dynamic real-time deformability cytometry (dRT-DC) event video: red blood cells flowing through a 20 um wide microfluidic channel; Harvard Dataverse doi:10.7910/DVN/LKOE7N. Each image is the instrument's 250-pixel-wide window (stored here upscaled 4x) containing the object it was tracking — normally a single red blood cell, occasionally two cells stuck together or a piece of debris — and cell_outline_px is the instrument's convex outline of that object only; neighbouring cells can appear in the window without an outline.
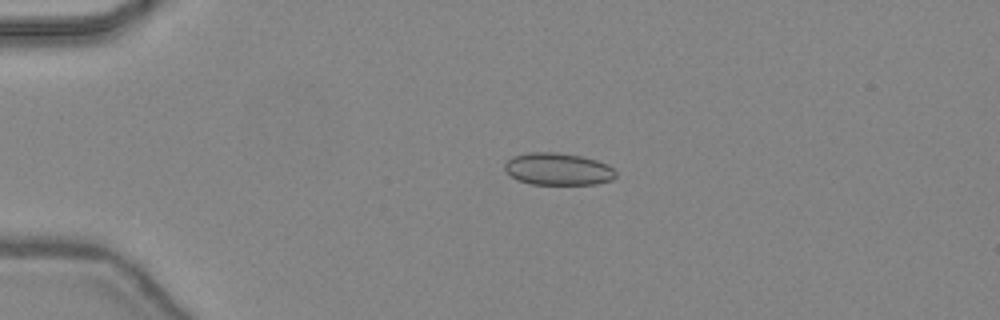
{"species": "common noctule bat (a hibernating species)", "species_latin": "Nyctalus noctula", "temperature_condition": "warm", "stored_images_in_passage": 42, "camera_frame_rate_fps": 3000, "um_per_image_px": 0.085, "animal": {"sex": "female", "body_mass_g": 24.6, "forearm_length_mm": 56.2}, "frame": {"image": 1, "passage_image": 7, "time_ms": 2.0, "image_size_px": [1000, 320], "cell_outline_px": [[616, 176], [612, 180], [596, 184], [532, 184], [520, 180], [512, 176], [504, 168], [504, 164], [512, 156], [528, 152], [556, 152], [580, 156], [596, 160], [608, 164], [616, 172]], "centroid_in_image_um": [47.45, 14.36], "position_along_channel_um": 37.6, "area_um2": 20.75}}
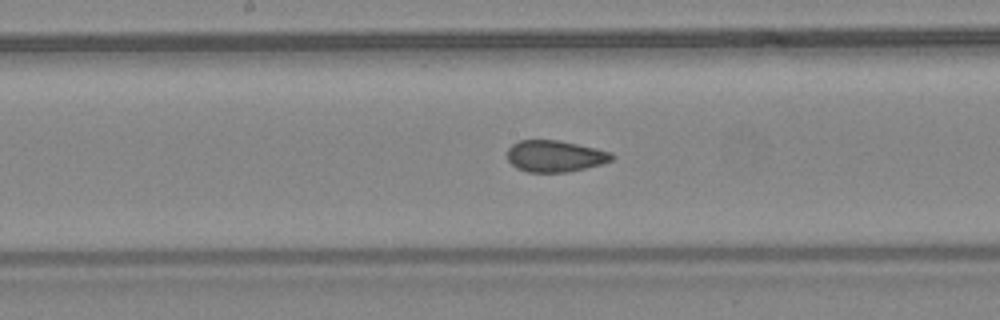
{"frame": {"image": 2, "passage_image": 21, "time_ms": 6.667, "image_size_px": [1000, 320], "cell_outline_px": [[616, 156], [612, 160], [600, 164], [568, 172], [528, 172], [516, 168], [508, 160], [508, 148], [512, 144], [520, 140], [556, 140], [596, 148], [612, 152]], "centroid_in_image_um": [47.18, 13.27], "position_along_channel_um": 201.0, "area_um2": 19.13}}
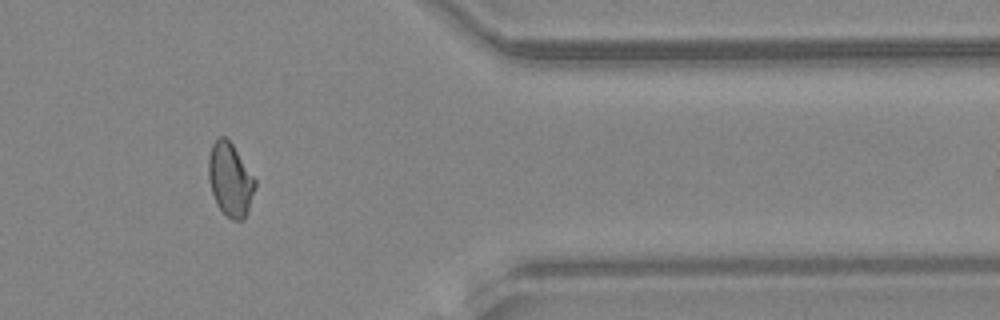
{"frame": {"image": 3, "passage_image": 35, "time_ms": 11.333, "image_size_px": [1000, 320], "cell_outline_px": [[256, 184], [248, 212], [244, 220], [232, 220], [220, 208], [212, 192], [208, 180], [208, 156], [212, 144], [220, 136], [224, 136], [232, 144], [256, 180]], "centroid_in_image_um": [19.56, 15.26], "position_along_channel_um": 391.8, "area_um2": 19.71}, "authors_computed_cell_mechanics": {"area_um2": 19.8832, "velocity_mm_per_s": 4.4736, "shape_relaxation_time_tau1_ms": null, "shape_relaxation_time_tau2_ms": 1.1262, "deformation_change_tau1": null, "deformation_change_tau2": 0.064}}